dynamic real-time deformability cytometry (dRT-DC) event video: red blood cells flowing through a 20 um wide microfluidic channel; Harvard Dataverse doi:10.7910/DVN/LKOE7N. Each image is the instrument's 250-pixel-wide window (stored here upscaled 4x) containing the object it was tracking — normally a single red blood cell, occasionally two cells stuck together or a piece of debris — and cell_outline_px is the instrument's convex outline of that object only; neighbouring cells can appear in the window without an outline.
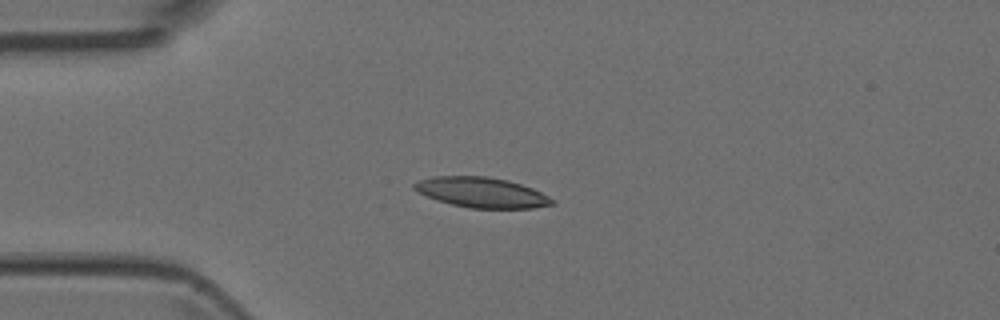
{"species": "Egyptian fruit bat (a non-hibernating species)", "species_latin": "Rousettus aegyptiacus", "temperature_condition": "room temperature", "stored_images_in_passage": 8, "camera_frame_rate_fps": 3000, "um_per_image_px": 0.085, "animal": {"sex": "female"}, "frame": {"image": 1, "passage_image": 4, "time_ms": 1.0, "image_size_px": [1000, 320], "cell_outline_px": [[552, 204], [532, 208], [468, 208], [436, 200], [412, 188], [412, 184], [420, 180], [432, 176], [484, 176], [508, 180], [532, 188], [548, 196], [552, 200]], "centroid_in_image_um": [40.9, 16.35], "position_along_channel_um": 44.1, "area_um2": 23.99}}
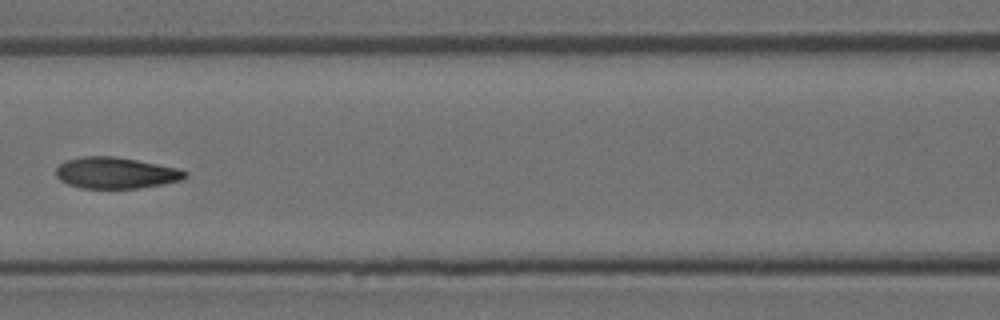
{"frame": {"image": 2, "passage_image": 7, "time_ms": 2.0, "image_size_px": [1000, 320], "cell_outline_px": [[188, 176], [184, 180], [164, 184], [136, 188], [80, 188], [68, 184], [60, 180], [56, 176], [56, 168], [60, 164], [68, 160], [80, 156], [112, 156], [136, 160], [180, 168], [188, 172]], "centroid_in_image_um": [9.88, 14.7], "position_along_channel_um": 156.7, "area_um2": 23.64}}
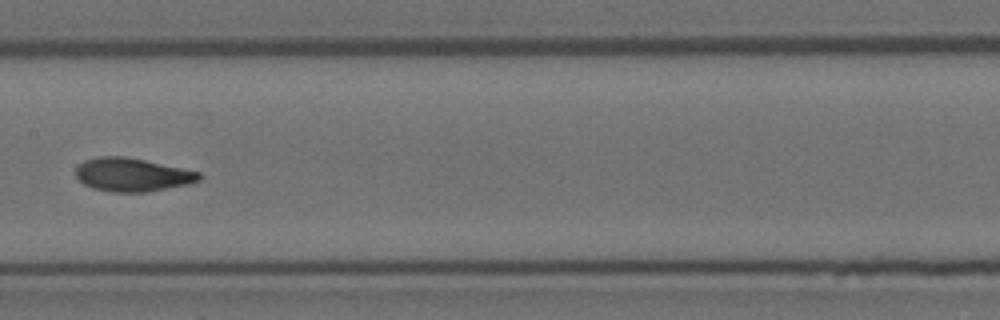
{"frame": {"image": 3, "passage_image": 8, "time_ms": 2.333, "image_size_px": [1000, 320], "cell_outline_px": [[204, 176], [200, 180], [188, 184], [148, 192], [112, 192], [92, 188], [84, 184], [76, 176], [76, 168], [84, 160], [100, 156], [124, 156], [144, 160], [200, 172]], "centroid_in_image_um": [11.25, 14.85], "position_along_channel_um": 196.2, "area_um2": 23.99}}